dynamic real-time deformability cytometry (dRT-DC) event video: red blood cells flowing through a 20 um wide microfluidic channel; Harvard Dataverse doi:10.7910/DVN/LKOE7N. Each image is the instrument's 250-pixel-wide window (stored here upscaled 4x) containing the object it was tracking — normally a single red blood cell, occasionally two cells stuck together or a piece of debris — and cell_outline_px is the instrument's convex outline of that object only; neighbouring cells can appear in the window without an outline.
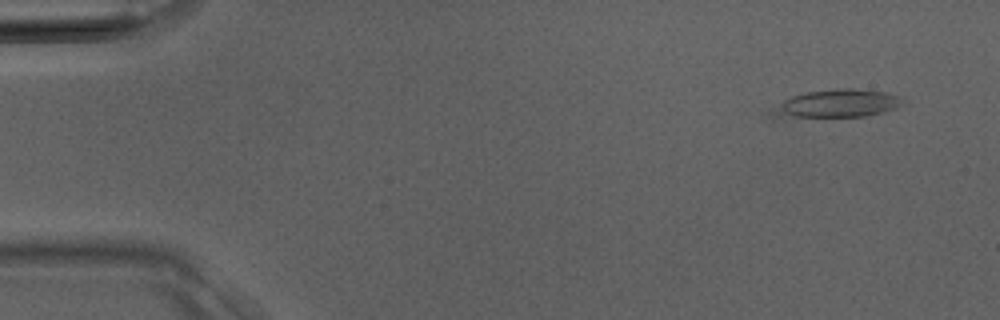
{"species": "Egyptian fruit bat (a non-hibernating species)", "species_latin": "Rousettus aegyptiacus", "temperature_condition": "room temperature", "stored_images_in_passage": 3, "camera_frame_rate_fps": 3000, "um_per_image_px": 0.085, "animal": {"sex": "male"}, "frame": {"image": 1, "passage_image": 3, "time_ms": 0.667, "image_size_px": [1000, 320], "cell_outline_px": [[908, 100], [904, 104], [896, 108], [884, 112], [864, 116], [784, 120], [772, 120], [768, 116], [768, 112], [784, 100], [792, 96], [808, 92], [844, 88], [852, 88], [884, 92], [900, 96]], "centroid_in_image_um": [71.02, 8.88], "position_along_channel_um": 14.0, "area_um2": 22.48}}